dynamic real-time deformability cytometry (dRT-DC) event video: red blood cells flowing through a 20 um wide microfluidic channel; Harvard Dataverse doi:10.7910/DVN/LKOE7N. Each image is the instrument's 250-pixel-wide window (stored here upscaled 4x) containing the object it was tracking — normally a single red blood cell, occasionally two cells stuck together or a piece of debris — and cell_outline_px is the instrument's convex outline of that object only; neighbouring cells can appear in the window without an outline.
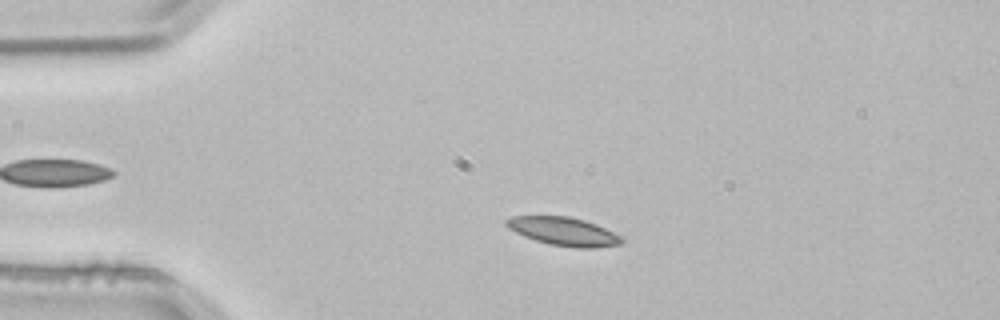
{"species": "common noctule bat (a hibernating species)", "species_latin": "Nyctalus noctula", "temperature_condition": "room temperature", "stored_images_in_passage": 2, "camera_frame_rate_fps": 3000, "um_per_image_px": 0.085, "animal": {"sex": "male", "body_mass_g": 21.5, "forearm_length_mm": 52.0}, "frame": {"image": 1, "passage_image": 1, "time_ms": 0.0, "image_size_px": [1000, 320], "cell_outline_px": [[624, 240], [620, 244], [596, 248], [576, 248], [548, 244], [524, 236], [508, 228], [504, 224], [504, 220], [512, 216], [568, 216], [584, 220], [596, 224], [620, 236]], "centroid_in_image_um": [47.88, 19.67], "position_along_channel_um": 37.1, "area_um2": 19.02}}